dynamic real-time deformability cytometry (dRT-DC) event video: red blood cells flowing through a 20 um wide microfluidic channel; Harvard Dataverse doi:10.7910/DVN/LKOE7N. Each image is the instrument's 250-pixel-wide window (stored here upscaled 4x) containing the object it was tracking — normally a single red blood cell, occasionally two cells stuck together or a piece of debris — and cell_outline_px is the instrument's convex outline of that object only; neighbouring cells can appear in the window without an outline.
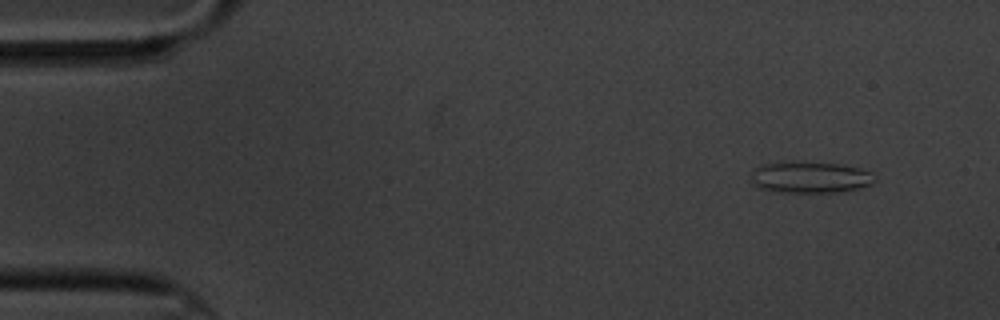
{"species": "common noctule bat (a hibernating species)", "species_latin": "Nyctalus noctula", "temperature_condition": "cold", "stored_images_in_passage": 14, "camera_frame_rate_fps": 3000, "um_per_image_px": 0.085, "animal": {"sex": "male", "body_mass_g": 20.1, "forearm_length_mm": 53.5}, "frame": {"image": 1, "passage_image": 1, "time_ms": 0.0, "image_size_px": [1000, 320], "cell_outline_px": [[876, 180], [872, 184], [844, 192], [780, 192], [760, 188], [752, 180], [752, 172], [760, 164], [784, 160], [804, 160], [840, 164], [872, 172]], "centroid_in_image_um": [68.86, 15.03], "position_along_channel_um": 16.1, "area_um2": 23.18}}
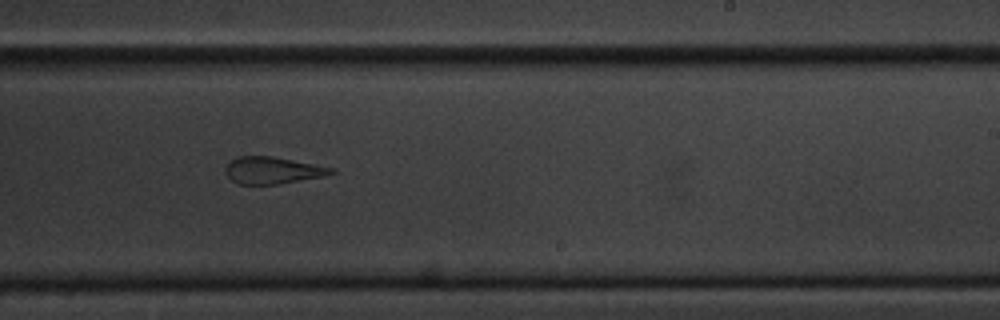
{"frame": {"image": 2, "passage_image": 9, "time_ms": 10.0, "image_size_px": [1000, 320], "cell_outline_px": [[336, 172], [324, 176], [280, 184], [236, 184], [224, 172], [224, 168], [236, 156], [272, 156], [336, 168]], "centroid_in_image_um": [23.17, 14.48], "position_along_channel_um": 265.8, "area_um2": 16.7}}
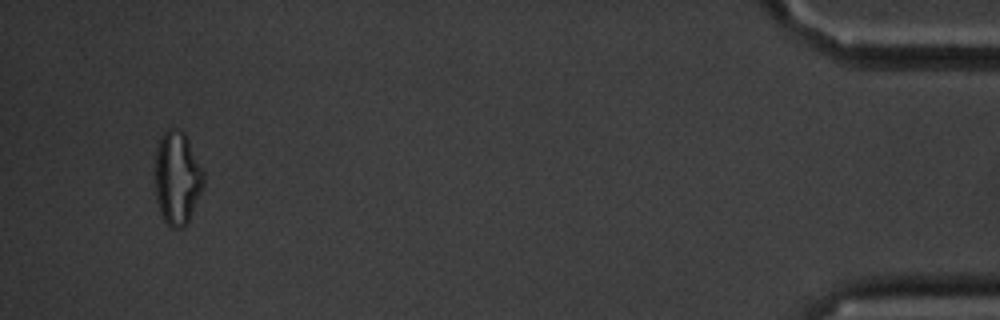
{"frame": {"image": 3, "passage_image": 14, "time_ms": 16.667, "image_size_px": [1000, 320], "cell_outline_px": [[204, 184], [188, 220], [184, 228], [172, 228], [164, 220], [160, 212], [156, 200], [156, 148], [160, 136], [168, 128], [180, 128], [184, 132], [204, 172]], "centroid_in_image_um": [15.05, 15.1], "position_along_channel_um": 420.1, "area_um2": 26.18}, "authors_computed_cell_mechanics": {"area_um2": 18.207, "velocity_mm_per_s": 3.4444, "shape_relaxation_time_tau1_ms": 9.9252, "shape_relaxation_time_tau2_ms": 2.387, "deformation_change_tau1": 0.2159, "deformation_change_tau2": 0.0967}}